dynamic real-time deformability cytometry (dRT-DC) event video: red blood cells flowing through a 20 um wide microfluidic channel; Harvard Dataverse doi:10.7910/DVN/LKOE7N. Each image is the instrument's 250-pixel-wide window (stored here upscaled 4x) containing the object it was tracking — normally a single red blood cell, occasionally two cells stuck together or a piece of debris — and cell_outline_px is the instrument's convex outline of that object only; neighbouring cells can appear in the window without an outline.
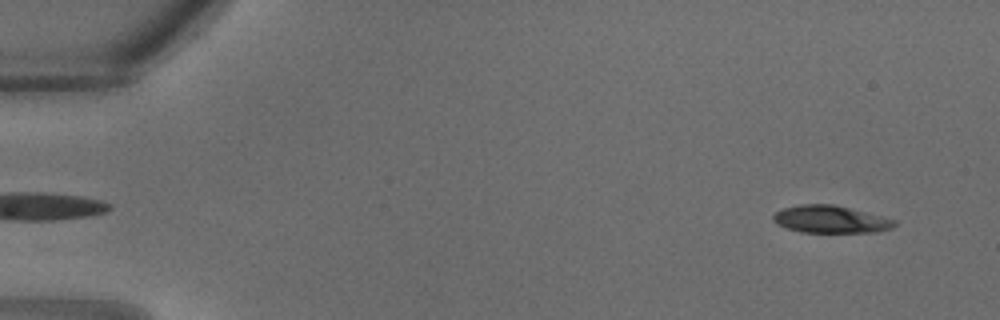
{"species": "common noctule bat (a hibernating species)", "species_latin": "Nyctalus noctula", "temperature_condition": "warm", "stored_images_in_passage": 18, "camera_frame_rate_fps": 3000, "um_per_image_px": 0.085, "animal": {"sex": "male", "body_mass_g": 18.8}, "frame": {"image": 1, "passage_image": 2, "time_ms": 0.333, "image_size_px": [1000, 320], "cell_outline_px": [[896, 224], [892, 228], [876, 232], [800, 232], [776, 224], [772, 220], [772, 216], [776, 212], [784, 208], [800, 204], [832, 204], [896, 220]], "centroid_in_image_um": [70.56, 18.65], "position_along_channel_um": 14.4, "area_um2": 19.13}}
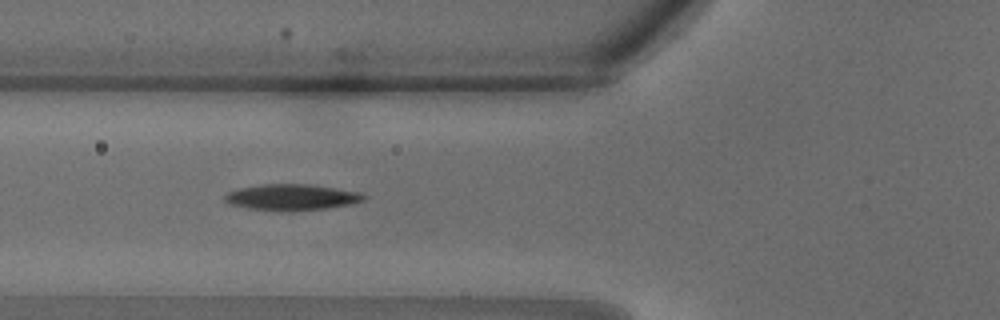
{"frame": {"image": 2, "passage_image": 12, "time_ms": 3.667, "image_size_px": [1000, 320], "cell_outline_px": [[368, 196], [364, 200], [348, 204], [324, 208], [248, 208], [232, 204], [224, 200], [224, 196], [228, 192], [240, 188], [264, 184], [312, 184], [360, 192]], "centroid_in_image_um": [24.83, 16.7], "position_along_channel_um": 101.0, "area_um2": 19.94}}
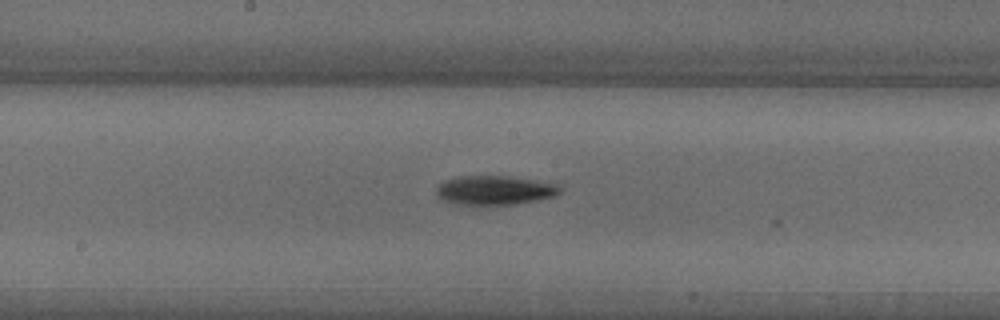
{"frame": {"image": 3, "passage_image": 17, "time_ms": 5.333, "image_size_px": [1000, 320], "cell_outline_px": [[560, 192], [556, 196], [540, 200], [516, 204], [460, 204], [444, 200], [436, 196], [436, 188], [440, 184], [448, 180], [460, 176], [508, 176], [556, 184], [560, 188]], "centroid_in_image_um": [42.07, 16.17], "position_along_channel_um": 206.1, "area_um2": 20.69}}